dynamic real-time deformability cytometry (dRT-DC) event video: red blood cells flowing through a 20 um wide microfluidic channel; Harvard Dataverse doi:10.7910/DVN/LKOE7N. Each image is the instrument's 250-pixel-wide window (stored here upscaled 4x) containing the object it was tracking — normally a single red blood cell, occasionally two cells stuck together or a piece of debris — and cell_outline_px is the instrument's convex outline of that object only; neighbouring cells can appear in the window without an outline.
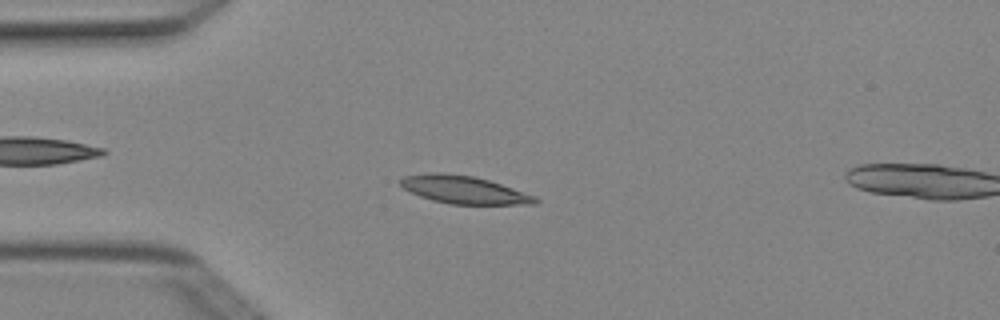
{"species": "Egyptian fruit bat (a non-hibernating species)", "species_latin": "Rousettus aegyptiacus", "temperature_condition": "cold", "stored_images_in_passage": 3, "camera_frame_rate_fps": 3000, "um_per_image_px": 0.085, "animal": {"sex": "female"}, "frame": {"image": 1, "passage_image": 2, "time_ms": 0.333, "image_size_px": [1000, 320], "cell_outline_px": [[540, 200], [536, 204], [448, 204], [432, 200], [420, 196], [404, 188], [400, 184], [400, 180], [404, 176], [432, 172], [440, 172], [472, 176], [488, 180], [536, 196]], "centroid_in_image_um": [39.43, 16.13], "position_along_channel_um": 45.6, "area_um2": 21.62}}